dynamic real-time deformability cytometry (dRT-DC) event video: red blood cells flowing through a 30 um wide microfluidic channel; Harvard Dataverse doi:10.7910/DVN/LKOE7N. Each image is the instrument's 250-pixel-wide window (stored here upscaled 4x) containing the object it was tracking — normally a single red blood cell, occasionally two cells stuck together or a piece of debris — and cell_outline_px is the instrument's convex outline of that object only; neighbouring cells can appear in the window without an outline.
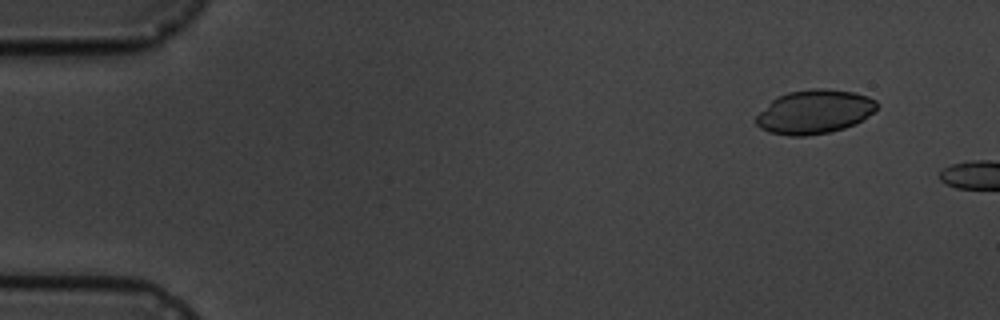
{"species": "common noctule bat (a hibernating species)", "species_latin": "Nyctalus noctula", "temperature_condition": "cold", "stored_images_in_passage": 2, "camera_frame_rate_fps": 3000, "um_per_image_px": 0.085, "animal": {"sex": "male", "body_mass_g": 19.5, "forearm_length_mm": 54.6}, "frame": {"image": 1, "passage_image": 1, "time_ms": 0.0, "image_size_px": [1000, 320], "cell_outline_px": [[880, 104], [872, 112], [856, 124], [844, 128], [828, 132], [804, 136], [788, 136], [768, 132], [760, 128], [756, 124], [756, 116], [776, 96], [788, 92], [812, 88], [824, 88], [852, 92], [868, 96], [876, 100]], "centroid_in_image_um": [69.22, 9.5], "position_along_channel_um": 15.8, "area_um2": 30.92}}